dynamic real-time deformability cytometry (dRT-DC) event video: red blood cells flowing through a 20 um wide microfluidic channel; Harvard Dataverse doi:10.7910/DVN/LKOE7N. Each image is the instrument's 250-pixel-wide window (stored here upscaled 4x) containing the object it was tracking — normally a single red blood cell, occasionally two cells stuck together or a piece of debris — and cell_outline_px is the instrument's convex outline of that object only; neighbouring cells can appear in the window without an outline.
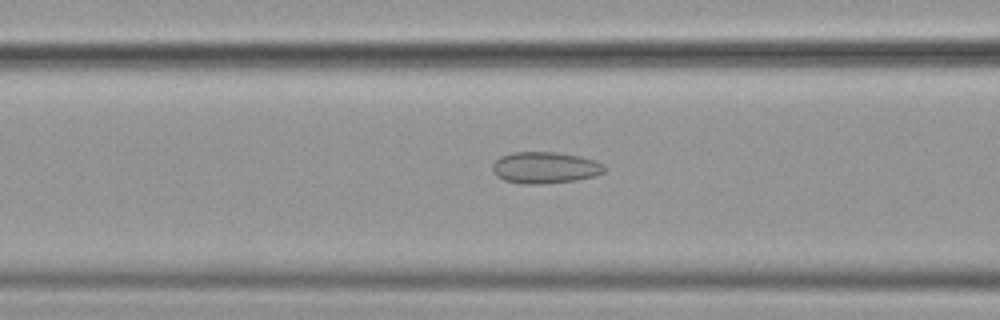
{"species": "common noctule bat (a hibernating species)", "species_latin": "Nyctalus noctula", "temperature_condition": "cold", "stored_images_in_passage": 56, "camera_frame_rate_fps": 3000, "um_per_image_px": 0.085, "animal": {"sex": "female", "body_mass_g": 19.9}, "frame": {"image": 1, "passage_image": 23, "time_ms": 7.333, "image_size_px": [1000, 320], "cell_outline_px": [[608, 168], [604, 172], [596, 176], [576, 180], [540, 184], [520, 184], [504, 180], [496, 176], [492, 172], [492, 164], [500, 156], [512, 152], [556, 152], [580, 156], [596, 160], [604, 164]], "centroid_in_image_um": [46.34, 14.25], "position_along_channel_um": 120.3, "area_um2": 20.92}}
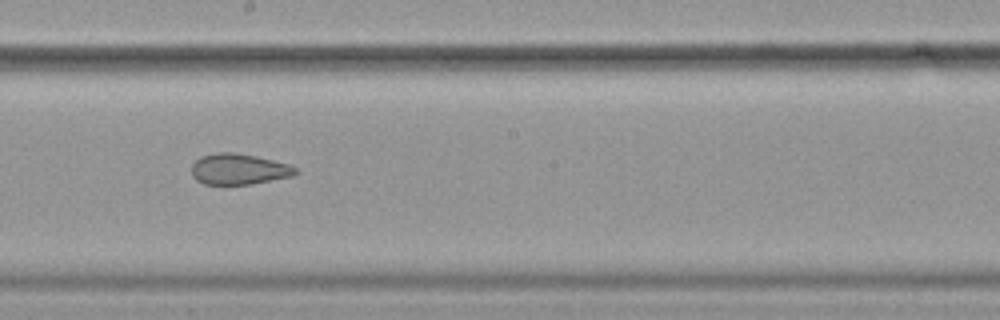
{"frame": {"image": 2, "passage_image": 32, "time_ms": 10.333, "image_size_px": [1000, 320], "cell_outline_px": [[300, 172], [292, 176], [252, 184], [204, 184], [196, 180], [192, 176], [192, 164], [200, 156], [216, 152], [236, 152], [256, 156], [288, 164], [296, 168]], "centroid_in_image_um": [20.29, 14.37], "position_along_channel_um": 227.9, "area_um2": 18.79}}
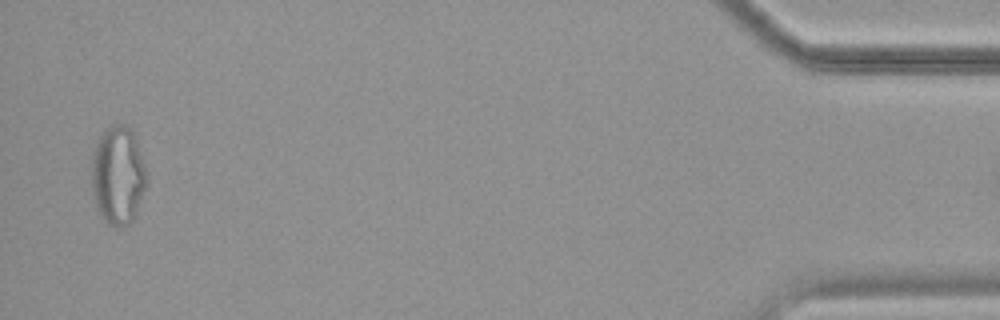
{"frame": {"image": 3, "passage_image": 55, "time_ms": 18.0, "image_size_px": [1000, 320], "cell_outline_px": [[148, 180], [136, 212], [132, 220], [128, 224], [120, 228], [112, 228], [100, 216], [96, 204], [92, 184], [92, 156], [96, 144], [100, 136], [112, 124], [128, 124], [136, 140], [148, 172]], "centroid_in_image_um": [10.05, 14.92], "position_along_channel_um": 425.2, "area_um2": 31.67}}